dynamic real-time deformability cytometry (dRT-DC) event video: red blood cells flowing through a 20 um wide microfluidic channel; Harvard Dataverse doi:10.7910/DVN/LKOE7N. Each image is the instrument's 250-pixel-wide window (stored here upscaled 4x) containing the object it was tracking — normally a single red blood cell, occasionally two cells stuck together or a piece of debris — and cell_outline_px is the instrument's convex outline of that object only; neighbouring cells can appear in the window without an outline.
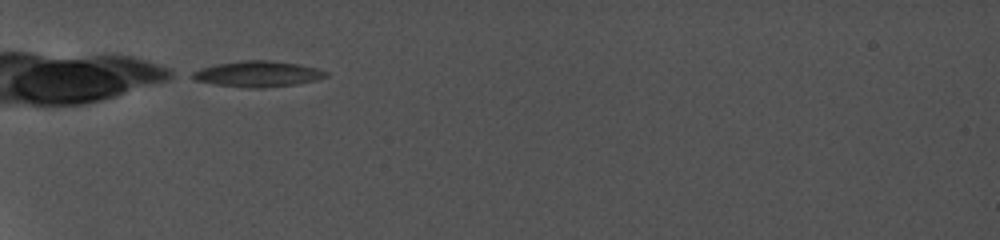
{"species": "common noctule bat (a hibernating species)", "species_latin": "Nyctalus noctula", "temperature_condition": "cold", "stored_images_in_passage": 54, "camera_frame_rate_fps": 5000, "um_per_image_px": 0.085, "animal": {"sex": "female", "body_mass_g": 19.0, "forearm_length_mm": 56.7}, "frame": {"image": 1, "passage_image": 1, "time_ms": 0.0, "image_size_px": [1000, 240], "cell_outline_px": [[328, 76], [316, 80], [296, 84], [264, 88], [252, 88], [212, 84], [192, 80], [184, 76], [200, 68], [216, 64], [240, 60], [272, 60], [300, 64], [316, 68], [328, 72]], "centroid_in_image_um": [21.83, 6.28], "position_along_channel_um": 63.2, "area_um2": 20.52}}
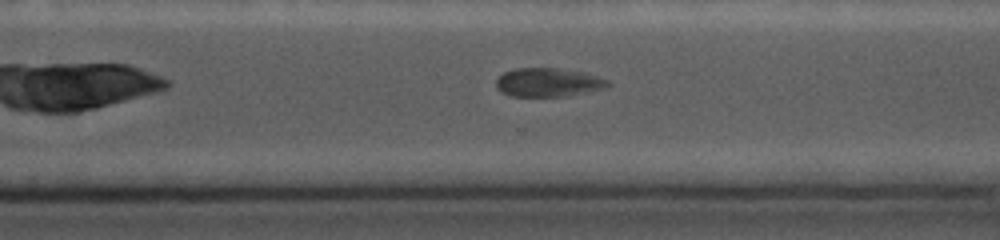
{"frame": {"image": 2, "passage_image": 39, "time_ms": 7.6, "image_size_px": [1000, 240], "cell_outline_px": [[612, 84], [608, 88], [588, 92], [564, 96], [508, 96], [500, 92], [496, 88], [496, 80], [504, 72], [516, 68], [560, 68], [584, 72], [608, 80]], "centroid_in_image_um": [46.61, 7.0], "position_along_channel_um": 324.0, "area_um2": 18.9}}
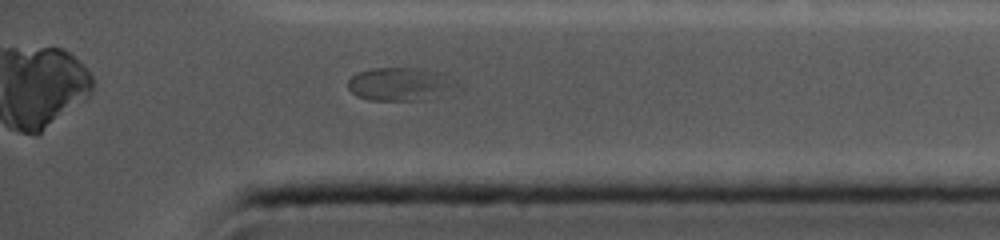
{"frame": {"image": 3, "passage_image": 49, "time_ms": 9.6, "image_size_px": [1000, 240], "cell_outline_px": [[464, 88], [460, 92], [420, 100], [372, 100], [356, 96], [348, 88], [348, 80], [352, 76], [360, 72], [372, 68], [420, 68], [440, 72], [452, 76]], "centroid_in_image_um": [34.2, 7.16], "position_along_channel_um": 401.0, "area_um2": 21.85}}